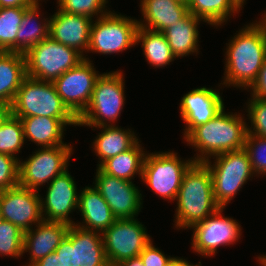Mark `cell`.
Instances as JSON below:
<instances>
[{"label":"cell","mask_w":266,"mask_h":266,"mask_svg":"<svg viewBox=\"0 0 266 266\" xmlns=\"http://www.w3.org/2000/svg\"><path fill=\"white\" fill-rule=\"evenodd\" d=\"M179 1L187 4L189 0H179Z\"/></svg>","instance_id":"cell-51"},{"label":"cell","mask_w":266,"mask_h":266,"mask_svg":"<svg viewBox=\"0 0 266 266\" xmlns=\"http://www.w3.org/2000/svg\"><path fill=\"white\" fill-rule=\"evenodd\" d=\"M40 191L20 185L0 191V213L5 221L26 232L42 222Z\"/></svg>","instance_id":"cell-15"},{"label":"cell","mask_w":266,"mask_h":266,"mask_svg":"<svg viewBox=\"0 0 266 266\" xmlns=\"http://www.w3.org/2000/svg\"><path fill=\"white\" fill-rule=\"evenodd\" d=\"M20 159L0 153V191L19 185Z\"/></svg>","instance_id":"cell-37"},{"label":"cell","mask_w":266,"mask_h":266,"mask_svg":"<svg viewBox=\"0 0 266 266\" xmlns=\"http://www.w3.org/2000/svg\"><path fill=\"white\" fill-rule=\"evenodd\" d=\"M10 114L11 108L6 105L0 104V126Z\"/></svg>","instance_id":"cell-44"},{"label":"cell","mask_w":266,"mask_h":266,"mask_svg":"<svg viewBox=\"0 0 266 266\" xmlns=\"http://www.w3.org/2000/svg\"><path fill=\"white\" fill-rule=\"evenodd\" d=\"M177 152H147L143 162L142 181L163 200L175 201L183 176L194 163L181 160Z\"/></svg>","instance_id":"cell-7"},{"label":"cell","mask_w":266,"mask_h":266,"mask_svg":"<svg viewBox=\"0 0 266 266\" xmlns=\"http://www.w3.org/2000/svg\"><path fill=\"white\" fill-rule=\"evenodd\" d=\"M26 76L24 54L0 51V104L11 107Z\"/></svg>","instance_id":"cell-25"},{"label":"cell","mask_w":266,"mask_h":266,"mask_svg":"<svg viewBox=\"0 0 266 266\" xmlns=\"http://www.w3.org/2000/svg\"><path fill=\"white\" fill-rule=\"evenodd\" d=\"M77 266H109L102 233L76 225Z\"/></svg>","instance_id":"cell-28"},{"label":"cell","mask_w":266,"mask_h":266,"mask_svg":"<svg viewBox=\"0 0 266 266\" xmlns=\"http://www.w3.org/2000/svg\"><path fill=\"white\" fill-rule=\"evenodd\" d=\"M246 103V116L251 127L247 126V133L266 138V99L250 97Z\"/></svg>","instance_id":"cell-35"},{"label":"cell","mask_w":266,"mask_h":266,"mask_svg":"<svg viewBox=\"0 0 266 266\" xmlns=\"http://www.w3.org/2000/svg\"><path fill=\"white\" fill-rule=\"evenodd\" d=\"M32 266H61L60 256L56 252L49 253Z\"/></svg>","instance_id":"cell-42"},{"label":"cell","mask_w":266,"mask_h":266,"mask_svg":"<svg viewBox=\"0 0 266 266\" xmlns=\"http://www.w3.org/2000/svg\"><path fill=\"white\" fill-rule=\"evenodd\" d=\"M142 20H137L139 27L163 32L189 11L186 3L179 0H140Z\"/></svg>","instance_id":"cell-20"},{"label":"cell","mask_w":266,"mask_h":266,"mask_svg":"<svg viewBox=\"0 0 266 266\" xmlns=\"http://www.w3.org/2000/svg\"><path fill=\"white\" fill-rule=\"evenodd\" d=\"M138 27L137 19L110 10L93 20L88 53L111 55L135 47Z\"/></svg>","instance_id":"cell-8"},{"label":"cell","mask_w":266,"mask_h":266,"mask_svg":"<svg viewBox=\"0 0 266 266\" xmlns=\"http://www.w3.org/2000/svg\"><path fill=\"white\" fill-rule=\"evenodd\" d=\"M168 266H174V257H173V259L170 261V263H169Z\"/></svg>","instance_id":"cell-49"},{"label":"cell","mask_w":266,"mask_h":266,"mask_svg":"<svg viewBox=\"0 0 266 266\" xmlns=\"http://www.w3.org/2000/svg\"><path fill=\"white\" fill-rule=\"evenodd\" d=\"M220 89L198 87L184 94L180 101V115L185 124L183 139L197 126L213 119L225 106Z\"/></svg>","instance_id":"cell-17"},{"label":"cell","mask_w":266,"mask_h":266,"mask_svg":"<svg viewBox=\"0 0 266 266\" xmlns=\"http://www.w3.org/2000/svg\"><path fill=\"white\" fill-rule=\"evenodd\" d=\"M100 128V132L93 140L92 145L93 152L98 156L99 167L107 159L114 157L124 151L130 149L138 140L139 137L136 136L135 132L132 129H124L118 127V125L113 126H101V127H92Z\"/></svg>","instance_id":"cell-24"},{"label":"cell","mask_w":266,"mask_h":266,"mask_svg":"<svg viewBox=\"0 0 266 266\" xmlns=\"http://www.w3.org/2000/svg\"><path fill=\"white\" fill-rule=\"evenodd\" d=\"M223 209L226 208L219 207L205 220L189 228L193 230L191 248L201 257L215 256L219 246L236 244L242 236L241 225L235 219L225 217L222 214Z\"/></svg>","instance_id":"cell-12"},{"label":"cell","mask_w":266,"mask_h":266,"mask_svg":"<svg viewBox=\"0 0 266 266\" xmlns=\"http://www.w3.org/2000/svg\"><path fill=\"white\" fill-rule=\"evenodd\" d=\"M176 201L174 227L178 230L189 229L219 208L210 170L203 162H194L185 172Z\"/></svg>","instance_id":"cell-3"},{"label":"cell","mask_w":266,"mask_h":266,"mask_svg":"<svg viewBox=\"0 0 266 266\" xmlns=\"http://www.w3.org/2000/svg\"><path fill=\"white\" fill-rule=\"evenodd\" d=\"M88 57L58 77L53 83L63 104L78 118L87 108L97 78L101 75Z\"/></svg>","instance_id":"cell-13"},{"label":"cell","mask_w":266,"mask_h":266,"mask_svg":"<svg viewBox=\"0 0 266 266\" xmlns=\"http://www.w3.org/2000/svg\"><path fill=\"white\" fill-rule=\"evenodd\" d=\"M10 108L15 117L46 116L58 118L66 126H78L77 118L63 104L53 82L26 76Z\"/></svg>","instance_id":"cell-4"},{"label":"cell","mask_w":266,"mask_h":266,"mask_svg":"<svg viewBox=\"0 0 266 266\" xmlns=\"http://www.w3.org/2000/svg\"><path fill=\"white\" fill-rule=\"evenodd\" d=\"M212 159H215L211 161ZM203 162L210 170L213 183V196L219 207L225 208L240 192L243 185L253 179L254 174L247 151L225 152ZM213 163V164H212Z\"/></svg>","instance_id":"cell-6"},{"label":"cell","mask_w":266,"mask_h":266,"mask_svg":"<svg viewBox=\"0 0 266 266\" xmlns=\"http://www.w3.org/2000/svg\"><path fill=\"white\" fill-rule=\"evenodd\" d=\"M117 266H144V265L142 263V260L138 256V257L124 260L120 264H118Z\"/></svg>","instance_id":"cell-43"},{"label":"cell","mask_w":266,"mask_h":266,"mask_svg":"<svg viewBox=\"0 0 266 266\" xmlns=\"http://www.w3.org/2000/svg\"><path fill=\"white\" fill-rule=\"evenodd\" d=\"M139 140L127 151L104 161L98 168L105 174L132 181L135 174L142 176L143 162L147 151Z\"/></svg>","instance_id":"cell-27"},{"label":"cell","mask_w":266,"mask_h":266,"mask_svg":"<svg viewBox=\"0 0 266 266\" xmlns=\"http://www.w3.org/2000/svg\"><path fill=\"white\" fill-rule=\"evenodd\" d=\"M25 138L23 124L20 118L10 114L0 126V153L18 158Z\"/></svg>","instance_id":"cell-32"},{"label":"cell","mask_w":266,"mask_h":266,"mask_svg":"<svg viewBox=\"0 0 266 266\" xmlns=\"http://www.w3.org/2000/svg\"><path fill=\"white\" fill-rule=\"evenodd\" d=\"M41 0H0V8L30 7Z\"/></svg>","instance_id":"cell-41"},{"label":"cell","mask_w":266,"mask_h":266,"mask_svg":"<svg viewBox=\"0 0 266 266\" xmlns=\"http://www.w3.org/2000/svg\"><path fill=\"white\" fill-rule=\"evenodd\" d=\"M73 149L72 144L38 148L26 160H19V185L39 191L68 169Z\"/></svg>","instance_id":"cell-10"},{"label":"cell","mask_w":266,"mask_h":266,"mask_svg":"<svg viewBox=\"0 0 266 266\" xmlns=\"http://www.w3.org/2000/svg\"><path fill=\"white\" fill-rule=\"evenodd\" d=\"M73 178L67 169L47 185L45 198L40 196L41 212L45 221L63 222L69 225L76 223L70 216L78 209L79 200V192Z\"/></svg>","instance_id":"cell-16"},{"label":"cell","mask_w":266,"mask_h":266,"mask_svg":"<svg viewBox=\"0 0 266 266\" xmlns=\"http://www.w3.org/2000/svg\"><path fill=\"white\" fill-rule=\"evenodd\" d=\"M77 210L83 222L75 224L99 233L107 230L116 220L109 205L93 185L80 189Z\"/></svg>","instance_id":"cell-21"},{"label":"cell","mask_w":266,"mask_h":266,"mask_svg":"<svg viewBox=\"0 0 266 266\" xmlns=\"http://www.w3.org/2000/svg\"><path fill=\"white\" fill-rule=\"evenodd\" d=\"M93 186L109 205L116 219L136 218L143 207L140 189L132 181L103 173L98 167Z\"/></svg>","instance_id":"cell-14"},{"label":"cell","mask_w":266,"mask_h":266,"mask_svg":"<svg viewBox=\"0 0 266 266\" xmlns=\"http://www.w3.org/2000/svg\"><path fill=\"white\" fill-rule=\"evenodd\" d=\"M69 227L67 223L43 220L24 232L23 254L29 252L30 258L29 264L26 263L27 265L23 264V266H32L49 253L55 252L67 236Z\"/></svg>","instance_id":"cell-19"},{"label":"cell","mask_w":266,"mask_h":266,"mask_svg":"<svg viewBox=\"0 0 266 266\" xmlns=\"http://www.w3.org/2000/svg\"><path fill=\"white\" fill-rule=\"evenodd\" d=\"M108 2V0H57L56 4L63 12L98 19L110 11L107 9Z\"/></svg>","instance_id":"cell-33"},{"label":"cell","mask_w":266,"mask_h":266,"mask_svg":"<svg viewBox=\"0 0 266 266\" xmlns=\"http://www.w3.org/2000/svg\"><path fill=\"white\" fill-rule=\"evenodd\" d=\"M260 20H256L255 22L263 29V31L266 34V11L264 14L261 15V18H258Z\"/></svg>","instance_id":"cell-46"},{"label":"cell","mask_w":266,"mask_h":266,"mask_svg":"<svg viewBox=\"0 0 266 266\" xmlns=\"http://www.w3.org/2000/svg\"><path fill=\"white\" fill-rule=\"evenodd\" d=\"M3 221H4V219H3V217H2V215H1V213H0V224H1Z\"/></svg>","instance_id":"cell-50"},{"label":"cell","mask_w":266,"mask_h":266,"mask_svg":"<svg viewBox=\"0 0 266 266\" xmlns=\"http://www.w3.org/2000/svg\"><path fill=\"white\" fill-rule=\"evenodd\" d=\"M49 18V36L53 40L75 49L83 57L88 56L85 53H88L90 30L94 19L63 12L59 8Z\"/></svg>","instance_id":"cell-18"},{"label":"cell","mask_w":266,"mask_h":266,"mask_svg":"<svg viewBox=\"0 0 266 266\" xmlns=\"http://www.w3.org/2000/svg\"><path fill=\"white\" fill-rule=\"evenodd\" d=\"M236 32L226 43L225 71L220 84L249 90L266 60V34L254 21Z\"/></svg>","instance_id":"cell-1"},{"label":"cell","mask_w":266,"mask_h":266,"mask_svg":"<svg viewBox=\"0 0 266 266\" xmlns=\"http://www.w3.org/2000/svg\"><path fill=\"white\" fill-rule=\"evenodd\" d=\"M244 149L256 177L266 176V138L247 133Z\"/></svg>","instance_id":"cell-36"},{"label":"cell","mask_w":266,"mask_h":266,"mask_svg":"<svg viewBox=\"0 0 266 266\" xmlns=\"http://www.w3.org/2000/svg\"><path fill=\"white\" fill-rule=\"evenodd\" d=\"M260 257H266V255H261V256L259 255L258 256L257 262L259 263V265H260Z\"/></svg>","instance_id":"cell-48"},{"label":"cell","mask_w":266,"mask_h":266,"mask_svg":"<svg viewBox=\"0 0 266 266\" xmlns=\"http://www.w3.org/2000/svg\"><path fill=\"white\" fill-rule=\"evenodd\" d=\"M246 118L241 113L226 112L225 107L207 123L195 127L185 138L194 147V162H205L225 152L244 148L247 136Z\"/></svg>","instance_id":"cell-2"},{"label":"cell","mask_w":266,"mask_h":266,"mask_svg":"<svg viewBox=\"0 0 266 266\" xmlns=\"http://www.w3.org/2000/svg\"><path fill=\"white\" fill-rule=\"evenodd\" d=\"M40 5L41 3L38 2L24 11L16 35L17 53L26 54L35 45L49 37L50 18L42 17Z\"/></svg>","instance_id":"cell-26"},{"label":"cell","mask_w":266,"mask_h":266,"mask_svg":"<svg viewBox=\"0 0 266 266\" xmlns=\"http://www.w3.org/2000/svg\"><path fill=\"white\" fill-rule=\"evenodd\" d=\"M60 256L61 266H77L76 257V224L70 225L67 236L55 249Z\"/></svg>","instance_id":"cell-38"},{"label":"cell","mask_w":266,"mask_h":266,"mask_svg":"<svg viewBox=\"0 0 266 266\" xmlns=\"http://www.w3.org/2000/svg\"><path fill=\"white\" fill-rule=\"evenodd\" d=\"M105 256L109 266L138 257L152 240L146 227L137 218L116 219L102 233Z\"/></svg>","instance_id":"cell-11"},{"label":"cell","mask_w":266,"mask_h":266,"mask_svg":"<svg viewBox=\"0 0 266 266\" xmlns=\"http://www.w3.org/2000/svg\"><path fill=\"white\" fill-rule=\"evenodd\" d=\"M27 8H0V51L16 52V35Z\"/></svg>","instance_id":"cell-31"},{"label":"cell","mask_w":266,"mask_h":266,"mask_svg":"<svg viewBox=\"0 0 266 266\" xmlns=\"http://www.w3.org/2000/svg\"><path fill=\"white\" fill-rule=\"evenodd\" d=\"M139 43H141L147 63L155 68L166 67L174 59L176 60L162 32L138 27L136 45H139Z\"/></svg>","instance_id":"cell-29"},{"label":"cell","mask_w":266,"mask_h":266,"mask_svg":"<svg viewBox=\"0 0 266 266\" xmlns=\"http://www.w3.org/2000/svg\"><path fill=\"white\" fill-rule=\"evenodd\" d=\"M187 6L190 13L216 29L242 10L234 0H189Z\"/></svg>","instance_id":"cell-30"},{"label":"cell","mask_w":266,"mask_h":266,"mask_svg":"<svg viewBox=\"0 0 266 266\" xmlns=\"http://www.w3.org/2000/svg\"><path fill=\"white\" fill-rule=\"evenodd\" d=\"M24 55L26 75L47 82H54L84 59L78 51L53 40L50 36Z\"/></svg>","instance_id":"cell-9"},{"label":"cell","mask_w":266,"mask_h":266,"mask_svg":"<svg viewBox=\"0 0 266 266\" xmlns=\"http://www.w3.org/2000/svg\"><path fill=\"white\" fill-rule=\"evenodd\" d=\"M144 266H168L173 256H167L160 248L153 245L152 240L139 254Z\"/></svg>","instance_id":"cell-39"},{"label":"cell","mask_w":266,"mask_h":266,"mask_svg":"<svg viewBox=\"0 0 266 266\" xmlns=\"http://www.w3.org/2000/svg\"><path fill=\"white\" fill-rule=\"evenodd\" d=\"M23 237V231L4 220L0 224V257L21 258L23 256Z\"/></svg>","instance_id":"cell-34"},{"label":"cell","mask_w":266,"mask_h":266,"mask_svg":"<svg viewBox=\"0 0 266 266\" xmlns=\"http://www.w3.org/2000/svg\"><path fill=\"white\" fill-rule=\"evenodd\" d=\"M201 262H199L198 264H193L191 262H189L186 259H183L182 257H174V266H201Z\"/></svg>","instance_id":"cell-45"},{"label":"cell","mask_w":266,"mask_h":266,"mask_svg":"<svg viewBox=\"0 0 266 266\" xmlns=\"http://www.w3.org/2000/svg\"><path fill=\"white\" fill-rule=\"evenodd\" d=\"M18 118L23 124L25 141H31L40 148L68 145L63 141L66 125L60 119L46 116Z\"/></svg>","instance_id":"cell-23"},{"label":"cell","mask_w":266,"mask_h":266,"mask_svg":"<svg viewBox=\"0 0 266 266\" xmlns=\"http://www.w3.org/2000/svg\"><path fill=\"white\" fill-rule=\"evenodd\" d=\"M260 266H266V257H260Z\"/></svg>","instance_id":"cell-47"},{"label":"cell","mask_w":266,"mask_h":266,"mask_svg":"<svg viewBox=\"0 0 266 266\" xmlns=\"http://www.w3.org/2000/svg\"><path fill=\"white\" fill-rule=\"evenodd\" d=\"M125 81L121 70L102 73L96 80L91 100L77 118L78 126H113L125 105Z\"/></svg>","instance_id":"cell-5"},{"label":"cell","mask_w":266,"mask_h":266,"mask_svg":"<svg viewBox=\"0 0 266 266\" xmlns=\"http://www.w3.org/2000/svg\"><path fill=\"white\" fill-rule=\"evenodd\" d=\"M251 97L266 99V60L261 67L256 81L249 88Z\"/></svg>","instance_id":"cell-40"},{"label":"cell","mask_w":266,"mask_h":266,"mask_svg":"<svg viewBox=\"0 0 266 266\" xmlns=\"http://www.w3.org/2000/svg\"><path fill=\"white\" fill-rule=\"evenodd\" d=\"M201 21H203L201 18L188 12L181 20L162 32L176 59L198 54L200 49L198 26Z\"/></svg>","instance_id":"cell-22"}]
</instances>
